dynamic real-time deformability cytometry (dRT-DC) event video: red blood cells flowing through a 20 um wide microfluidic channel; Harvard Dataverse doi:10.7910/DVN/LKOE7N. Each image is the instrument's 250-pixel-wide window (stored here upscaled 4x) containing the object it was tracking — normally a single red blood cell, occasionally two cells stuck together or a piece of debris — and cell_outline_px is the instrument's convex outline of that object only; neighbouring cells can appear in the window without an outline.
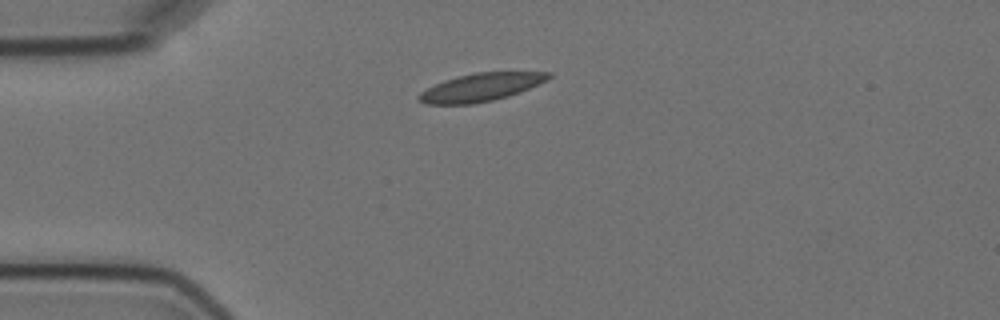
{"species": "Egyptian fruit bat (a non-hibernating species)", "species_latin": "Rousettus aegyptiacus", "temperature_condition": "cold", "stored_images_in_passage": 8, "camera_frame_rate_fps": 3000, "um_per_image_px": 0.085, "animal": {"sex": "female"}, "frame": {"image": 1, "passage_image": 1, "time_ms": 0.0, "image_size_px": [1000, 320], "cell_outline_px": [[552, 76], [548, 80], [520, 92], [508, 96], [492, 100], [472, 104], [424, 104], [416, 96], [420, 92], [444, 80], [456, 76], [476, 72], [552, 72]], "centroid_in_image_um": [40.88, 7.41], "position_along_channel_um": 44.1, "area_um2": 21.1}}
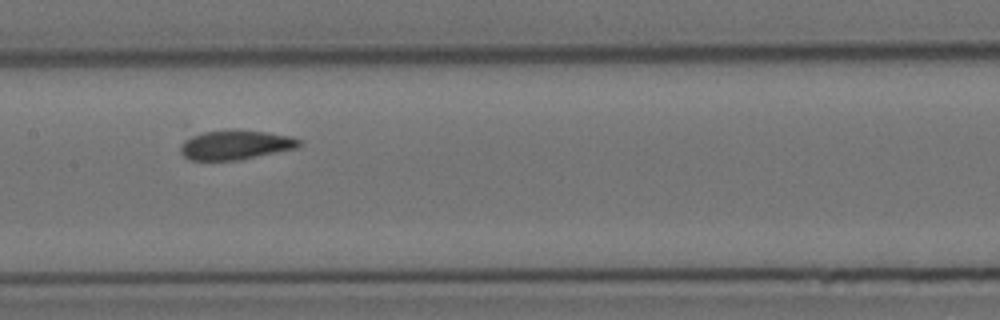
{"frame": {"image": 2, "passage_image": 5, "time_ms": 4.667, "image_size_px": [1000, 320], "cell_outline_px": [[300, 144], [296, 148], [240, 160], [188, 160], [180, 152], [180, 148], [184, 140], [192, 136], [204, 132], [268, 132], [292, 136], [300, 140]], "centroid_in_image_um": [20.01, 12.35], "position_along_channel_um": 187.4, "area_um2": 19.65}}
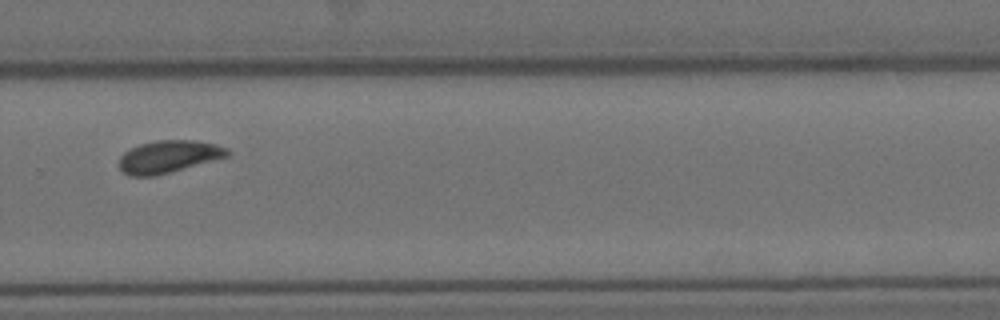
{"frame": {"image": 3, "passage_image": 8, "time_ms": 8.333, "image_size_px": [1000, 320], "cell_outline_px": [[232, 152], [228, 156], [156, 176], [128, 176], [120, 168], [120, 156], [128, 148], [140, 144], [156, 140], [196, 140], [216, 144], [228, 148]], "centroid_in_image_um": [14.33, 13.3], "position_along_channel_um": 315.5, "area_um2": 20.52}}